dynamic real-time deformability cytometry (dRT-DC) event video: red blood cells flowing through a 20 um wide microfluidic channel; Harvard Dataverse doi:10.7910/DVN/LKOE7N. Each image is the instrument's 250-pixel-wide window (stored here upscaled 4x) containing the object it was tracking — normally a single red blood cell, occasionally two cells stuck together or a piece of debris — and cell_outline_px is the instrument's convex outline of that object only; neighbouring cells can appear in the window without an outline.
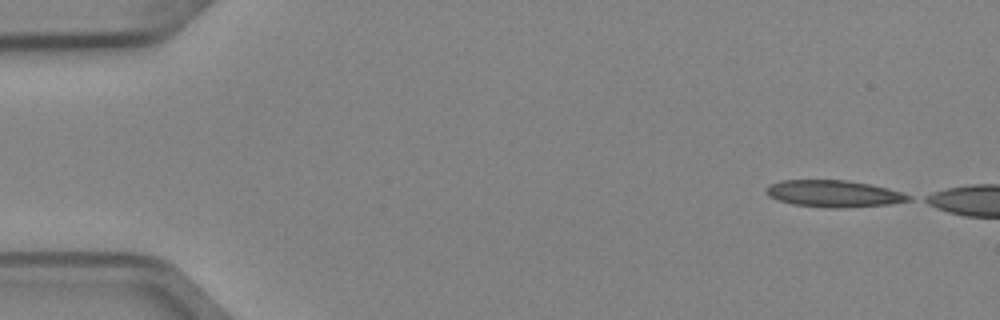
{"species": "Egyptian fruit bat (a non-hibernating species)", "species_latin": "Rousettus aegyptiacus", "temperature_condition": "cold", "stored_images_in_passage": 6, "camera_frame_rate_fps": 3000, "um_per_image_px": 0.085, "animal": {"sex": "female"}, "frame": {"image": 1, "passage_image": 1, "time_ms": 0.0, "image_size_px": [1000, 320], "cell_outline_px": [[912, 200], [888, 204], [840, 208], [828, 208], [792, 204], [768, 196], [764, 192], [764, 188], [780, 180], [848, 180], [888, 188], [912, 196]], "centroid_in_image_um": [70.84, 16.46], "position_along_channel_um": 14.2, "area_um2": 22.2}}
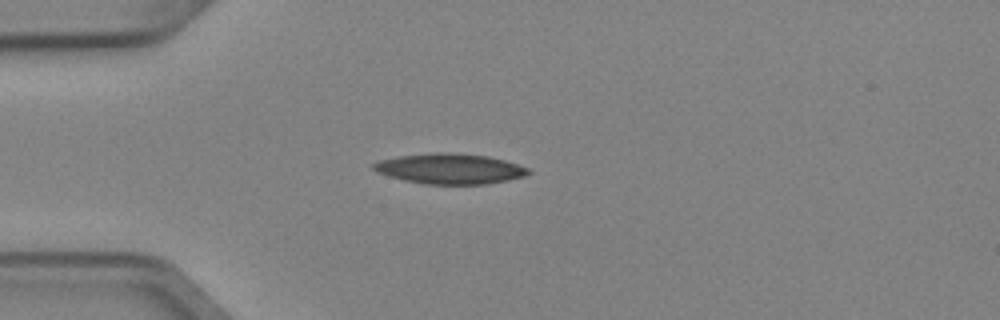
{"frame": {"image": 2, "passage_image": 5, "time_ms": 1.333, "image_size_px": [1000, 320], "cell_outline_px": [[532, 172], [524, 176], [508, 180], [484, 184], [424, 184], [404, 180], [388, 176], [376, 172], [372, 168], [372, 164], [380, 160], [400, 156], [436, 152], [452, 152], [488, 156], [504, 160], [528, 168]], "centroid_in_image_um": [38.23, 14.34], "position_along_channel_um": 46.8, "area_um2": 27.34}}